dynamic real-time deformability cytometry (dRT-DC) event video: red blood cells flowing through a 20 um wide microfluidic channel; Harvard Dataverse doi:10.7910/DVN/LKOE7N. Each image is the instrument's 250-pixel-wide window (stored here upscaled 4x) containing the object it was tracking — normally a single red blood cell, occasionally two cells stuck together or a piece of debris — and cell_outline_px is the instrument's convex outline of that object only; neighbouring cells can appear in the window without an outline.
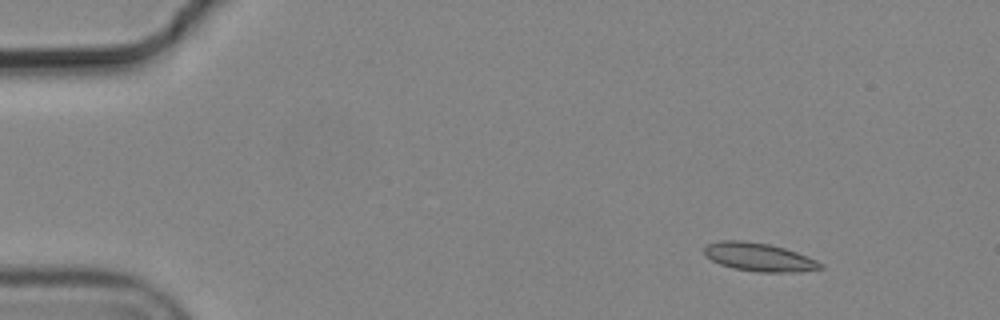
{"species": "common noctule bat (a hibernating species)", "species_latin": "Nyctalus noctula", "temperature_condition": "cold", "stored_images_in_passage": 4, "camera_frame_rate_fps": 3000, "um_per_image_px": 0.085, "animal": {"sex": "male", "body_mass_g": 19.2, "forearm_length_mm": 51.8}, "frame": {"image": 1, "passage_image": 1, "time_ms": 0.0, "image_size_px": [1000, 320], "cell_outline_px": [[824, 268], [800, 272], [756, 272], [732, 268], [720, 264], [712, 260], [704, 252], [704, 248], [708, 244], [720, 240], [740, 240], [768, 244], [784, 248], [808, 256], [824, 264]], "centroid_in_image_um": [64.55, 21.86], "position_along_channel_um": 20.5, "area_um2": 19.19}}
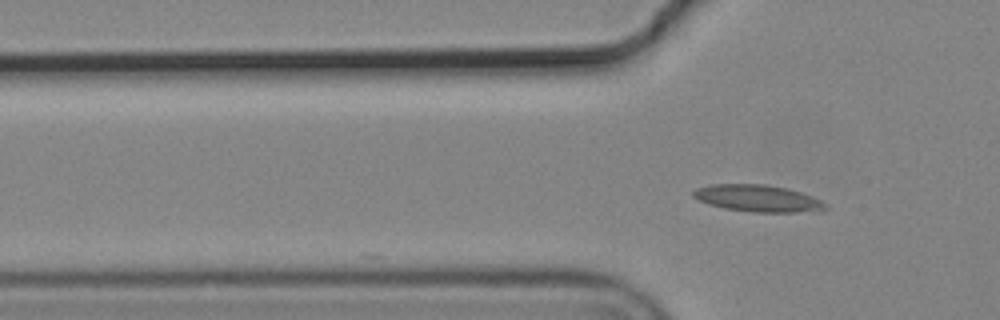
{"frame": {"image": 2, "passage_image": 4, "time_ms": 1.0, "image_size_px": [1000, 320], "cell_outline_px": [[828, 208], [824, 212], [752, 212], [724, 208], [708, 204], [692, 196], [692, 192], [696, 188], [708, 184], [764, 184], [788, 188], [812, 196], [828, 204]], "centroid_in_image_um": [64.47, 16.86], "position_along_channel_um": 61.3, "area_um2": 21.04}}